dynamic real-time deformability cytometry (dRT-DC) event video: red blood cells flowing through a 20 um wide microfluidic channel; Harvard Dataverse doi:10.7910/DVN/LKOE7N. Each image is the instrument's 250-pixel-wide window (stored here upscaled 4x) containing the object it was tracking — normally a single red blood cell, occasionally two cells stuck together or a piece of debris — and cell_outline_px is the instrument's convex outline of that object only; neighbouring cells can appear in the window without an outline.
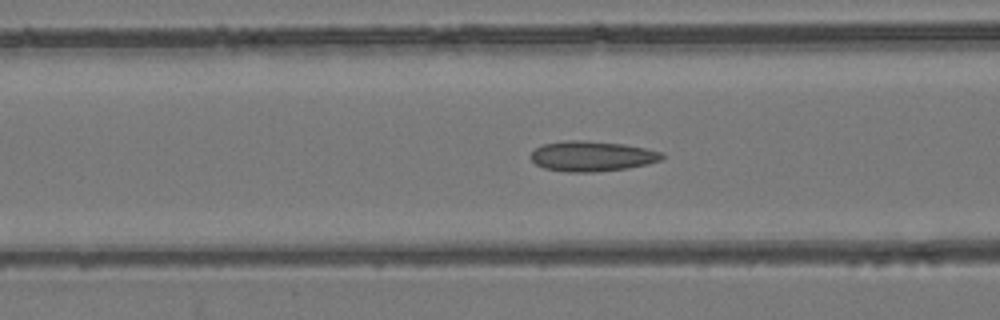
{"species": "common noctule bat (a hibernating species)", "species_latin": "Nyctalus noctula", "temperature_condition": "room temperature", "stored_images_in_passage": 55, "camera_frame_rate_fps": 3000, "um_per_image_px": 0.085, "animal": {"sex": "female", "body_mass_g": 24.6, "forearm_length_mm": 56.2}, "frame": {"image": 1, "passage_image": 23, "time_ms": 7.333, "image_size_px": [1000, 320], "cell_outline_px": [[660, 156], [652, 160], [640, 164], [620, 168], [552, 168], [540, 164], [532, 156], [540, 148], [548, 144], [612, 144], [636, 148], [652, 152]], "centroid_in_image_um": [50.28, 13.27], "position_along_channel_um": 116.3, "area_um2": 17.98}}
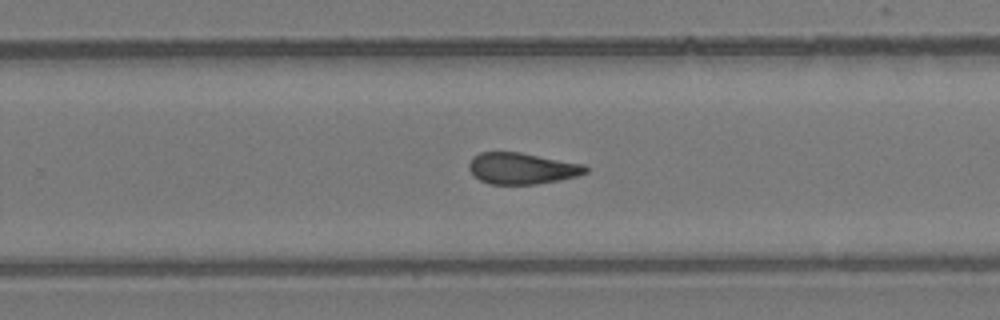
{"frame": {"image": 2, "passage_image": 36, "time_ms": 11.667, "image_size_px": [1000, 320], "cell_outline_px": [[584, 172], [568, 176], [548, 180], [524, 184], [496, 184], [484, 180], [476, 176], [472, 172], [472, 160], [476, 156], [484, 152], [512, 152], [572, 164], [584, 168]], "centroid_in_image_um": [44.17, 14.31], "position_along_channel_um": 285.6, "area_um2": 18.61}}
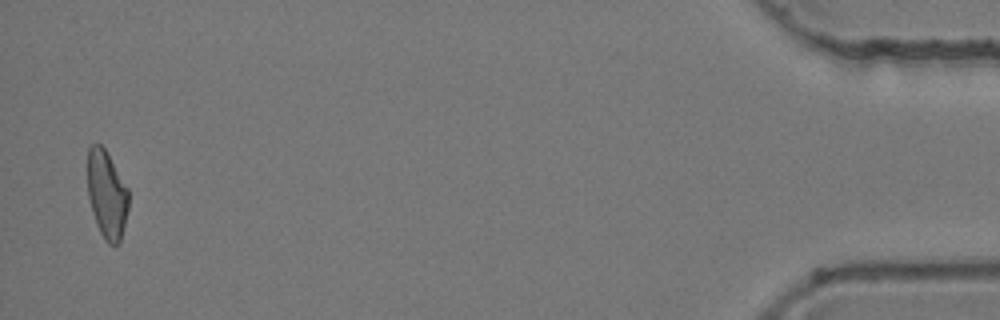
{"frame": {"image": 3, "passage_image": 54, "time_ms": 17.667, "image_size_px": [1000, 320], "cell_outline_px": [[128, 204], [120, 236], [116, 244], [108, 240], [104, 236], [100, 228], [92, 204], [88, 188], [88, 152], [100, 144], [104, 148], [128, 192]], "centroid_in_image_um": [9.08, 16.47], "position_along_channel_um": 426.1, "area_um2": 18.84}, "authors_computed_cell_mechanics": {"area_um2": 18.3804, "velocity_mm_per_s": 3.9076, "shape_relaxation_time_tau1_ms": null, "shape_relaxation_time_tau2_ms": 2.7822, "deformation_change_tau1": null, "deformation_change_tau2": 0.1178}}